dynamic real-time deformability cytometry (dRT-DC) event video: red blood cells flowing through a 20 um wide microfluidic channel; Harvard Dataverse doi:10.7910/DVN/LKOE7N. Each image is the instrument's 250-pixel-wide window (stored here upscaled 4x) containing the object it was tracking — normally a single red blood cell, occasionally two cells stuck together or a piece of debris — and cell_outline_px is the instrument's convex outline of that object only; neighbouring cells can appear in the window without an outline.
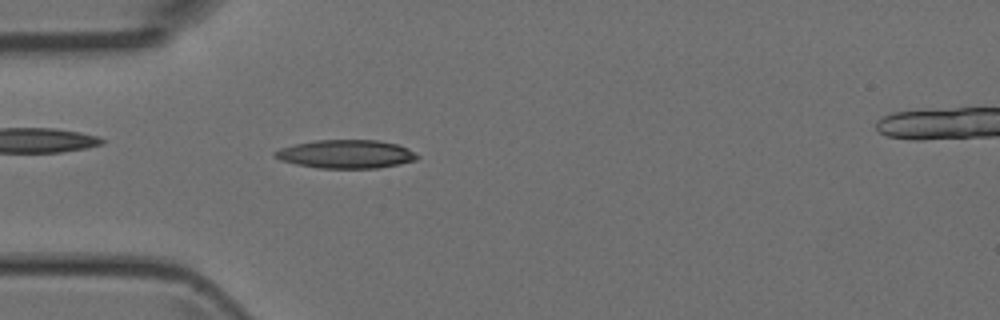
{"species": "Egyptian fruit bat (a non-hibernating species)", "species_latin": "Rousettus aegyptiacus", "temperature_condition": "room temperature", "stored_images_in_passage": 48, "camera_frame_rate_fps": 3000, "um_per_image_px": 0.085, "animal": {"sex": "female"}, "frame": {"image": 1, "passage_image": 14, "time_ms": 4.333, "image_size_px": [1000, 320], "cell_outline_px": [[420, 156], [416, 160], [400, 164], [376, 168], [316, 168], [296, 164], [280, 160], [272, 156], [272, 152], [280, 148], [296, 144], [316, 140], [380, 140], [396, 144], [408, 148], [416, 152]], "centroid_in_image_um": [29.41, 13.1], "position_along_channel_um": 55.6, "area_um2": 23.76}}
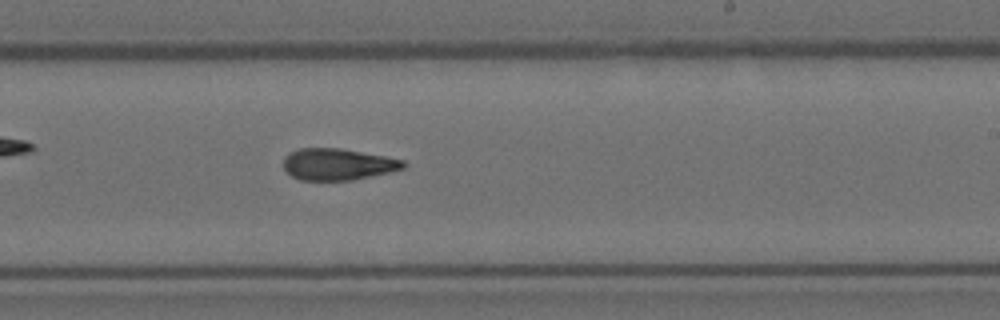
{"frame": {"image": 2, "passage_image": 29, "time_ms": 9.333, "image_size_px": [1000, 320], "cell_outline_px": [[408, 164], [404, 168], [388, 172], [352, 180], [300, 180], [292, 176], [284, 168], [284, 156], [300, 148], [340, 148], [384, 156], [404, 160]], "centroid_in_image_um": [28.72, 13.96], "position_along_channel_um": 260.3, "area_um2": 21.91}}
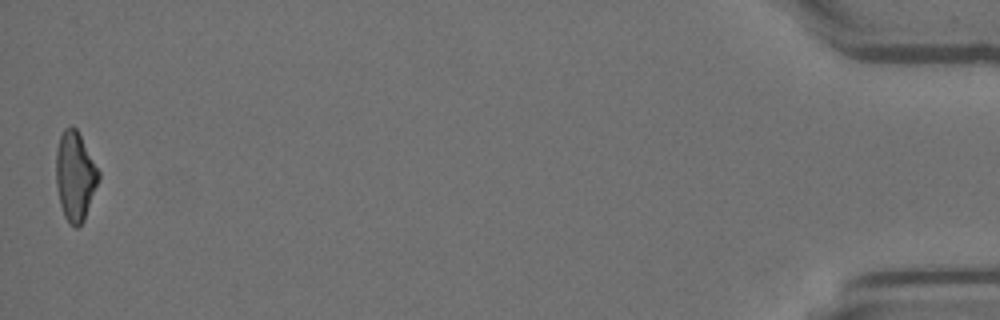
{"frame": {"image": 3, "passage_image": 48, "time_ms": 15.667, "image_size_px": [1000, 320], "cell_outline_px": [[100, 180], [84, 220], [76, 228], [64, 216], [60, 204], [56, 184], [56, 148], [60, 136], [64, 128], [76, 128], [100, 172]], "centroid_in_image_um": [6.39, 14.98], "position_along_channel_um": 428.8, "area_um2": 21.96}}